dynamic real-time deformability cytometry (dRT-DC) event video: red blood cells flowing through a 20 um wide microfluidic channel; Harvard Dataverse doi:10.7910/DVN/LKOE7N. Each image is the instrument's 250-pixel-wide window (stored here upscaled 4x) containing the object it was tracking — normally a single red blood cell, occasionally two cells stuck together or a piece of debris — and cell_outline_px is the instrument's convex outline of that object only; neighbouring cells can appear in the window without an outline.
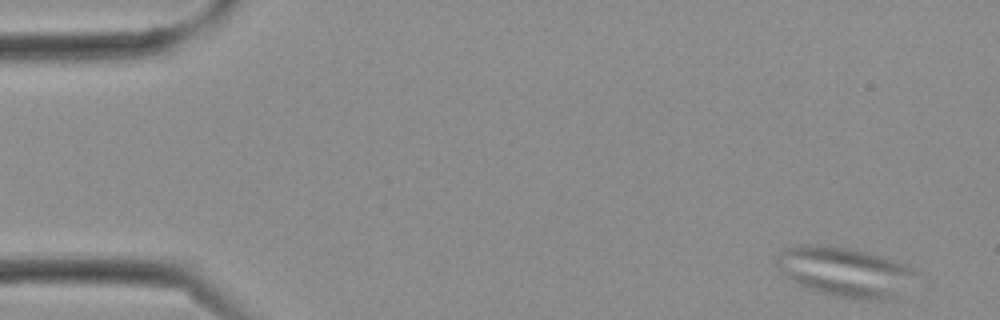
{"species": "Egyptian fruit bat (a non-hibernating species)", "species_latin": "Rousettus aegyptiacus", "temperature_condition": "cold", "stored_images_in_passage": 10, "camera_frame_rate_fps": 3000, "um_per_image_px": 0.085, "frame": {"image": 1, "passage_image": 1, "time_ms": 0.0, "image_size_px": [1000, 320], "cell_outline_px": [[912, 272], [896, 300], [864, 300], [836, 296], [820, 292], [808, 288], [792, 280], [780, 268], [776, 260], [776, 256], [784, 248], [804, 244], [812, 244], [848, 248], [868, 252], [904, 264]], "centroid_in_image_um": [71.75, 23.1], "position_along_channel_um": 13.3, "area_um2": 39.13}}